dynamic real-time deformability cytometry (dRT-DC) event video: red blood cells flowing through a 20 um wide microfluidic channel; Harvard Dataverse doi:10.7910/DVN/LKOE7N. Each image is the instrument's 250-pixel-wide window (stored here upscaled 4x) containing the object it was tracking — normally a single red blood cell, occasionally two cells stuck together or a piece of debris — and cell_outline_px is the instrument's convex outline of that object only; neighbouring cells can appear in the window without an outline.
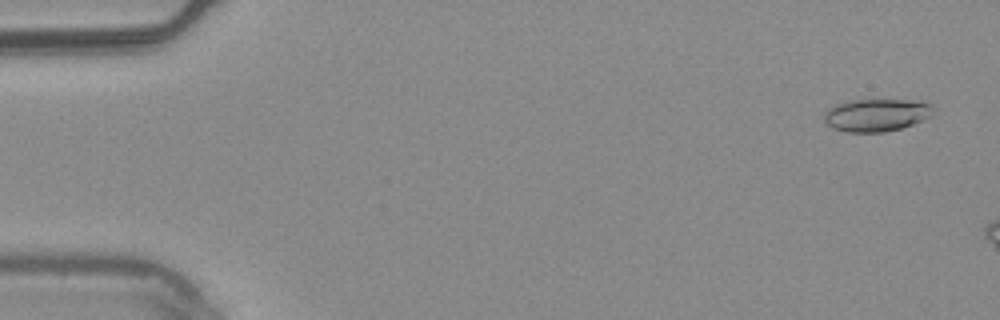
{"species": "common noctule bat (a hibernating species)", "species_latin": "Nyctalus noctula", "temperature_condition": "warm", "stored_images_in_passage": 9, "camera_frame_rate_fps": 3000, "um_per_image_px": 0.085, "animal": {"sex": "male", "body_mass_g": 20.4}, "frame": {"image": 1, "passage_image": 3, "time_ms": 0.667, "image_size_px": [1000, 320], "cell_outline_px": [[932, 112], [924, 120], [900, 128], [884, 132], [844, 132], [832, 128], [824, 120], [824, 112], [828, 108], [836, 104], [848, 100], [924, 100], [932, 108]], "centroid_in_image_um": [74.45, 9.77], "position_along_channel_um": 10.5, "area_um2": 20.75}}